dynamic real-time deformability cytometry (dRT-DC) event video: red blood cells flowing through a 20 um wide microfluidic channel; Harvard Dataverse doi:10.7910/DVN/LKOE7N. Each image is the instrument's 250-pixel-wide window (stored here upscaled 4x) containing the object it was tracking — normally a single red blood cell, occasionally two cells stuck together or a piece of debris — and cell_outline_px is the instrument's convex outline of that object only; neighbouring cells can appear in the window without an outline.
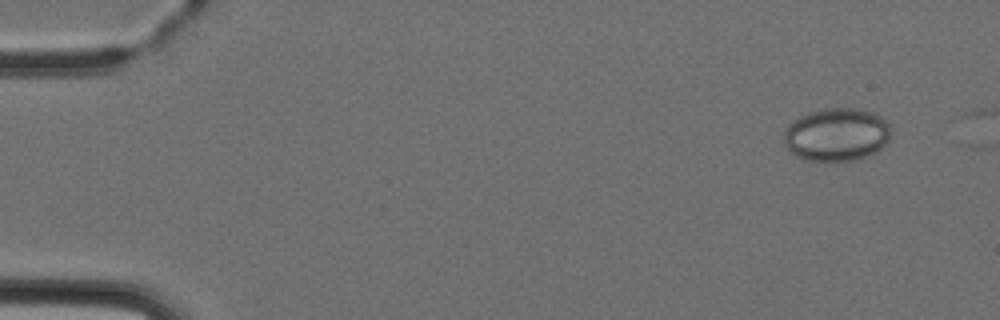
{"species": "Egyptian fruit bat (a non-hibernating species)", "species_latin": "Rousettus aegyptiacus", "temperature_condition": "cold", "stored_images_in_passage": 2, "camera_frame_rate_fps": 3000, "um_per_image_px": 0.085, "animal": {"sex": "female"}, "frame": {"image": 1, "passage_image": 1, "time_ms": 0.0, "image_size_px": [1000, 320], "cell_outline_px": [[892, 128], [888, 140], [876, 152], [852, 160], [804, 160], [796, 156], [784, 144], [784, 132], [788, 124], [800, 116], [808, 112], [824, 108], [860, 108], [872, 112], [880, 116]], "centroid_in_image_um": [71.1, 11.41], "position_along_channel_um": 13.9, "area_um2": 33.0}}